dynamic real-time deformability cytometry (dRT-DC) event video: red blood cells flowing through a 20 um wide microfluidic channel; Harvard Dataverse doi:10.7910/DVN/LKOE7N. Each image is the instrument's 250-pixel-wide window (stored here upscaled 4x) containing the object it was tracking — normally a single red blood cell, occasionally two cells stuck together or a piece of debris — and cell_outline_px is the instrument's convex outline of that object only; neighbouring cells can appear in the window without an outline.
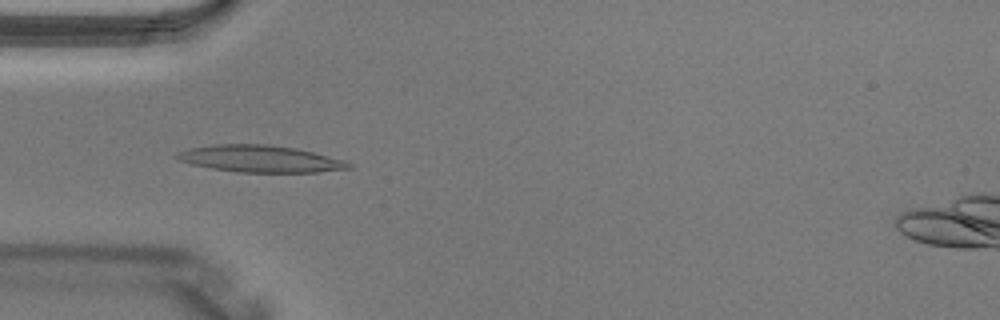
{"species": "Egyptian fruit bat (a non-hibernating species)", "species_latin": "Rousettus aegyptiacus", "temperature_condition": "warm", "stored_images_in_passage": 4, "camera_frame_rate_fps": 3000, "um_per_image_px": 0.085, "animal": {"sex": "male"}, "frame": {"image": 1, "passage_image": 3, "time_ms": 0.667, "image_size_px": [1000, 320], "cell_outline_px": [[352, 168], [316, 172], [240, 172], [212, 168], [192, 164], [180, 160], [176, 156], [176, 152], [188, 148], [216, 144], [268, 144], [296, 148], [344, 160], [352, 164]], "centroid_in_image_um": [22.11, 13.49], "position_along_channel_um": 62.9, "area_um2": 26.7}}